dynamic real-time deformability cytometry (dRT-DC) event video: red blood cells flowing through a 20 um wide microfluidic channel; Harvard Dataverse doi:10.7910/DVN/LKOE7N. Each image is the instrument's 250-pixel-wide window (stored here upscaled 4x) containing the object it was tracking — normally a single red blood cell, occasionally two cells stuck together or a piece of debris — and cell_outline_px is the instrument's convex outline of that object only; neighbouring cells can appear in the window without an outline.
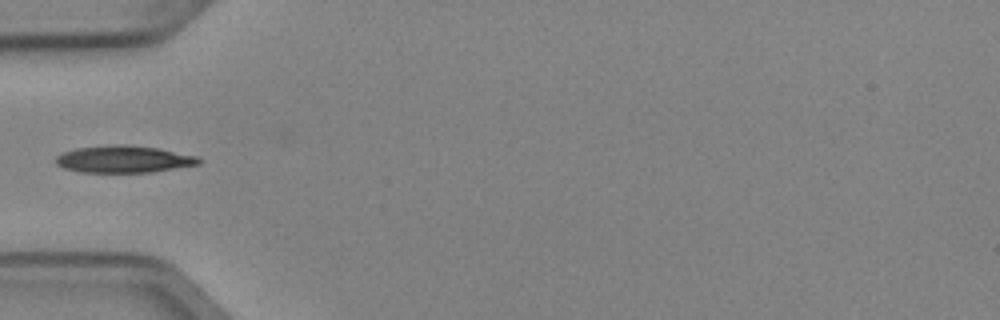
{"species": "Egyptian fruit bat (a non-hibernating species)", "species_latin": "Rousettus aegyptiacus", "temperature_condition": "cold", "stored_images_in_passage": 5, "camera_frame_rate_fps": 3000, "um_per_image_px": 0.085, "animal": {"sex": "female"}, "frame": {"image": 1, "passage_image": 3, "time_ms": 0.667, "image_size_px": [1000, 320], "cell_outline_px": [[204, 160], [200, 164], [152, 172], [80, 172], [64, 168], [56, 164], [56, 156], [64, 152], [76, 148], [112, 144], [124, 144], [156, 148], [196, 156]], "centroid_in_image_um": [10.52, 13.53], "position_along_channel_um": 74.5, "area_um2": 22.48}}
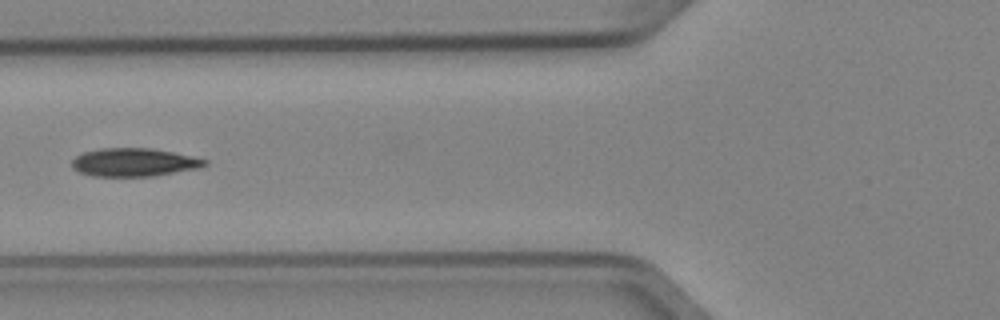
{"frame": {"image": 2, "passage_image": 4, "time_ms": 1.0, "image_size_px": [1000, 320], "cell_outline_px": [[208, 164], [200, 168], [152, 176], [92, 176], [80, 172], [72, 168], [72, 160], [76, 156], [84, 152], [100, 148], [152, 148], [192, 156], [208, 160]], "centroid_in_image_um": [11.4, 13.79], "position_along_channel_um": 114.4, "area_um2": 21.85}}
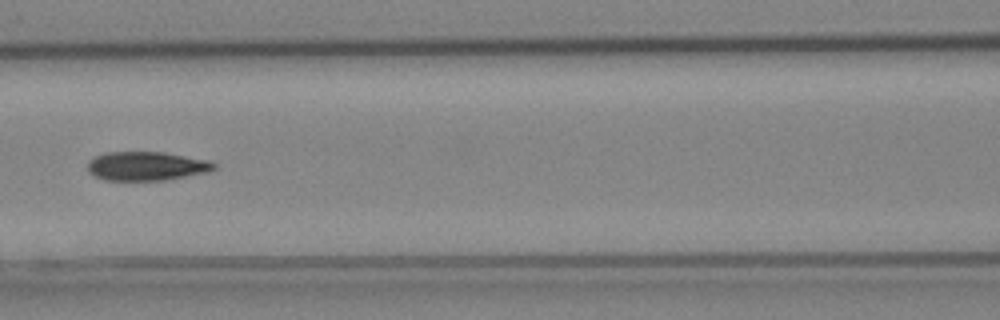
{"frame": {"image": 3, "passage_image": 5, "time_ms": 1.333, "image_size_px": [1000, 320], "cell_outline_px": [[216, 168], [208, 172], [164, 180], [104, 180], [88, 172], [88, 160], [104, 152], [164, 152], [208, 160], [216, 164]], "centroid_in_image_um": [12.44, 14.11], "position_along_channel_um": 154.2, "area_um2": 21.27}}